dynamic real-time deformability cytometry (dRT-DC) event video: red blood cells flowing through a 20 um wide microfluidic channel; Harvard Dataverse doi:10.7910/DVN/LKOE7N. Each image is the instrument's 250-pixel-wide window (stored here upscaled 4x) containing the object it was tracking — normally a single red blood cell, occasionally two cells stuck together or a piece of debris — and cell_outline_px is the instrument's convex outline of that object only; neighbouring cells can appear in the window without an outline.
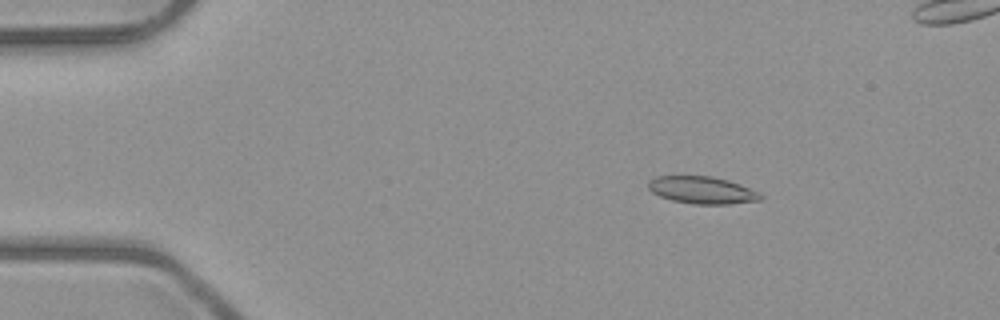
{"species": "common noctule bat (a hibernating species)", "species_latin": "Nyctalus noctula", "temperature_condition": "room temperature", "stored_images_in_passage": 5, "camera_frame_rate_fps": 3000, "um_per_image_px": 0.085, "animal": {"sex": "male", "body_mass_g": 23.1, "forearm_length_mm": 52.7}, "frame": {"image": 1, "passage_image": 2, "time_ms": 1.0, "image_size_px": [1000, 320], "cell_outline_px": [[764, 196], [760, 200], [728, 204], [692, 204], [672, 200], [660, 196], [652, 192], [648, 188], [648, 180], [656, 176], [712, 176], [728, 180], [740, 184], [760, 192]], "centroid_in_image_um": [59.68, 16.16], "position_along_channel_um": 25.3, "area_um2": 17.92}}